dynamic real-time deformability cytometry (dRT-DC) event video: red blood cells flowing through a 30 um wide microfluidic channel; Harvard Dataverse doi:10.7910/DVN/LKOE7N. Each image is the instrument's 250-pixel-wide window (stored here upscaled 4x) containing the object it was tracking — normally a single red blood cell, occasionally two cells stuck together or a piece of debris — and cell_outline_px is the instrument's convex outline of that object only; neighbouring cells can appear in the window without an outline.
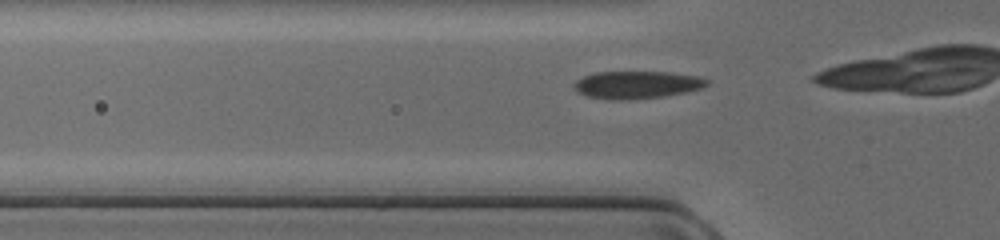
{"species": "common noctule bat (a hibernating species)", "species_latin": "Nyctalus noctula", "temperature_condition": "cold", "stored_images_in_passage": 6, "camera_frame_rate_fps": 3000, "um_per_image_px": 0.085, "animal": {"sex": "female", "body_mass_g": 17.0, "forearm_length_mm": 48.0}, "frame": {"image": 1, "passage_image": 2, "time_ms": 0.333, "image_size_px": [1000, 240], "cell_outline_px": [[708, 84], [700, 88], [688, 92], [664, 96], [620, 100], [612, 100], [588, 96], [576, 92], [572, 84], [576, 80], [584, 76], [596, 72], [668, 72], [696, 76], [708, 80]], "centroid_in_image_um": [54.09, 7.21], "position_along_channel_um": 71.7, "area_um2": 21.21}}
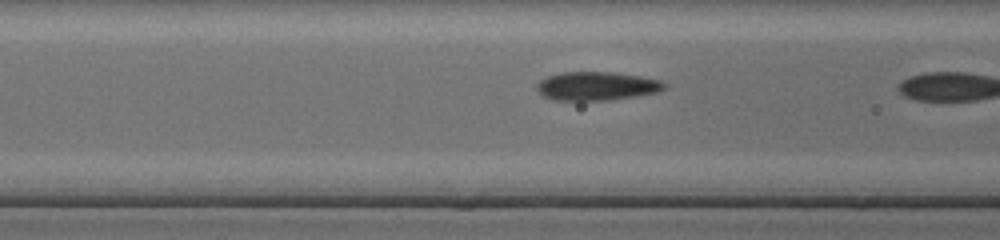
{"frame": {"image": 2, "passage_image": 5, "time_ms": 1.333, "image_size_px": [1000, 240], "cell_outline_px": [[668, 84], [660, 92], [612, 100], [552, 100], [544, 96], [536, 88], [536, 84], [540, 80], [548, 76], [560, 72], [612, 72], [640, 76], [660, 80]], "centroid_in_image_um": [50.74, 7.31], "position_along_channel_um": 115.9, "area_um2": 21.39}}